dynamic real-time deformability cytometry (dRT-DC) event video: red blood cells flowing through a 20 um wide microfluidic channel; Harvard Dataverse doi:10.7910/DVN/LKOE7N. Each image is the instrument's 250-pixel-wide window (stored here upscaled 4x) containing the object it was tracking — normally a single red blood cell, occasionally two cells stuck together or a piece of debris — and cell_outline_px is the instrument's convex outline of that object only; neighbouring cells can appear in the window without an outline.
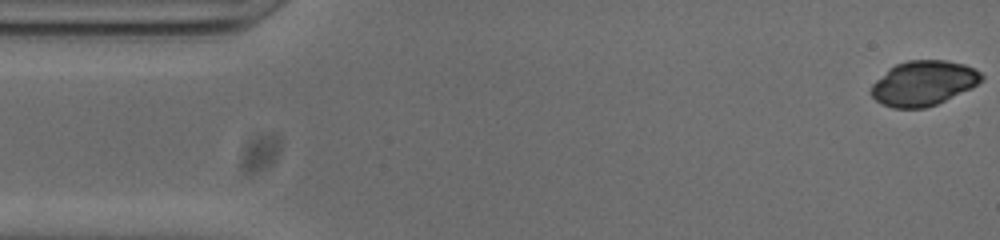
{"species": "common noctule bat (a hibernating species)", "species_latin": "Nyctalus noctula", "temperature_condition": "cold", "stored_images_in_passage": 53, "camera_frame_rate_fps": 3000, "um_per_image_px": 0.085, "animal": {"sex": "male", "body_mass_g": 20.0, "forearm_length_mm": 53.3}, "frame": {"image": 1, "passage_image": 1, "time_ms": 0.0, "image_size_px": [1000, 240], "cell_outline_px": [[984, 80], [972, 88], [936, 104], [924, 108], [892, 108], [880, 104], [868, 92], [872, 84], [888, 68], [896, 64], [908, 60], [944, 60], [964, 64], [980, 72], [984, 76]], "centroid_in_image_um": [78.47, 7.07], "position_along_channel_um": 6.5, "area_um2": 29.02}}
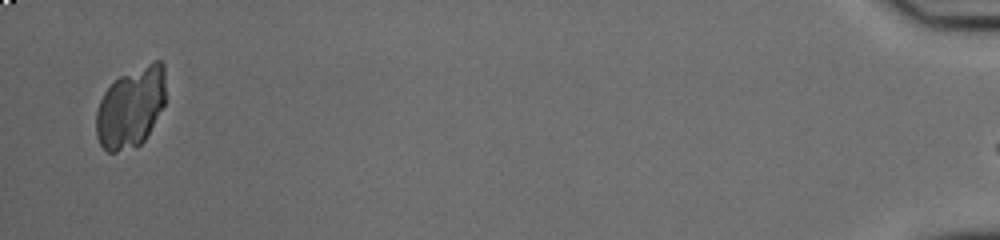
{"frame": {"image": 2, "passage_image": 51, "time_ms": 16.667, "image_size_px": [1000, 240], "cell_outline_px": [[164, 104], [144, 140], [140, 144], [116, 152], [108, 152], [100, 144], [96, 136], [96, 112], [100, 100], [104, 92], [120, 76], [152, 60], [160, 60], [164, 64]], "centroid_in_image_um": [11.11, 9.11], "position_along_channel_um": 424.1, "area_um2": 32.25}}